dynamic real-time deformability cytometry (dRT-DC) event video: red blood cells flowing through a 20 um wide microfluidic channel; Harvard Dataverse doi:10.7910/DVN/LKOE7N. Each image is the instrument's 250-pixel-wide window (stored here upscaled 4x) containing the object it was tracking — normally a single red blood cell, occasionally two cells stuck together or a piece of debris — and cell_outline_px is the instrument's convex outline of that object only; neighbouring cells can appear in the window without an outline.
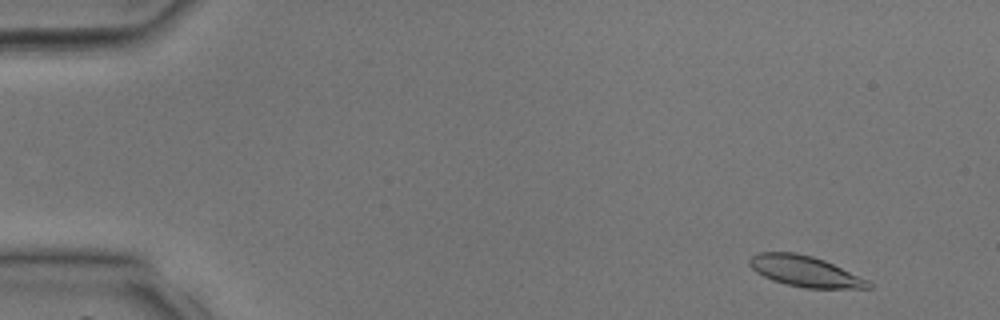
{"species": "common noctule bat (a hibernating species)", "species_latin": "Nyctalus noctula", "temperature_condition": "room temperature", "stored_images_in_passage": 37, "camera_frame_rate_fps": 3000, "um_per_image_px": 0.085, "animal": {"sex": "male", "body_mass_g": 17.9, "forearm_length_mm": 54.2}, "frame": {"image": 1, "passage_image": 1, "time_ms": 0.0, "image_size_px": [1000, 320], "cell_outline_px": [[872, 288], [804, 288], [772, 280], [756, 272], [748, 264], [748, 260], [756, 252], [796, 252], [812, 256], [824, 260], [868, 280], [872, 284]], "centroid_in_image_um": [68.39, 23.05], "position_along_channel_um": 16.6, "area_um2": 21.21}}
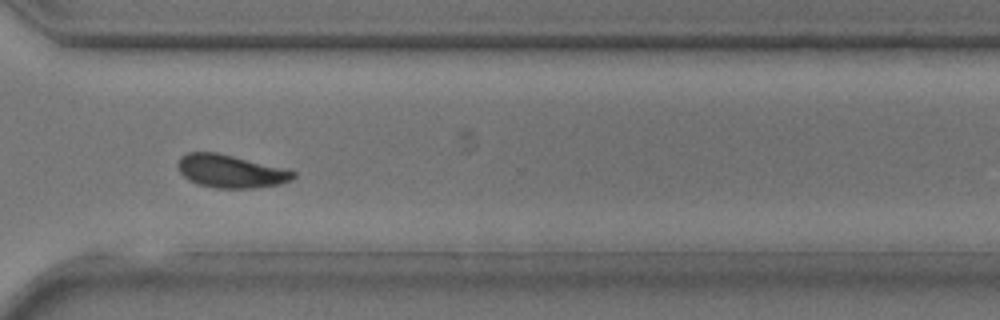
{"frame": {"image": 2, "passage_image": 27, "time_ms": 8.667, "image_size_px": [1000, 320], "cell_outline_px": [[296, 176], [292, 180], [280, 184], [256, 188], [216, 188], [196, 184], [188, 180], [180, 172], [176, 164], [180, 156], [188, 152], [216, 152], [288, 168], [296, 172]], "centroid_in_image_um": [19.62, 14.55], "position_along_channel_um": 351.0, "area_um2": 22.6}}
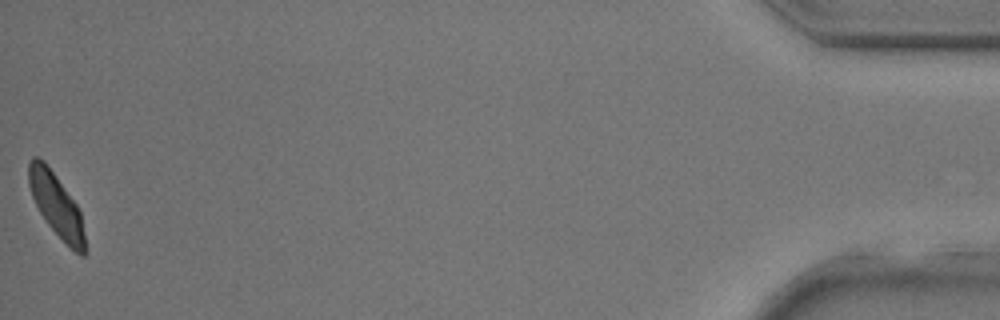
{"frame": {"image": 3, "passage_image": 37, "time_ms": 12.0, "image_size_px": [1000, 320], "cell_outline_px": [[84, 256], [80, 256], [48, 224], [40, 212], [32, 196], [28, 184], [28, 164], [32, 156], [36, 156], [44, 160], [76, 204], [80, 212], [84, 236]], "centroid_in_image_um": [4.75, 17.36], "position_along_channel_um": 430.5, "area_um2": 19.94}}